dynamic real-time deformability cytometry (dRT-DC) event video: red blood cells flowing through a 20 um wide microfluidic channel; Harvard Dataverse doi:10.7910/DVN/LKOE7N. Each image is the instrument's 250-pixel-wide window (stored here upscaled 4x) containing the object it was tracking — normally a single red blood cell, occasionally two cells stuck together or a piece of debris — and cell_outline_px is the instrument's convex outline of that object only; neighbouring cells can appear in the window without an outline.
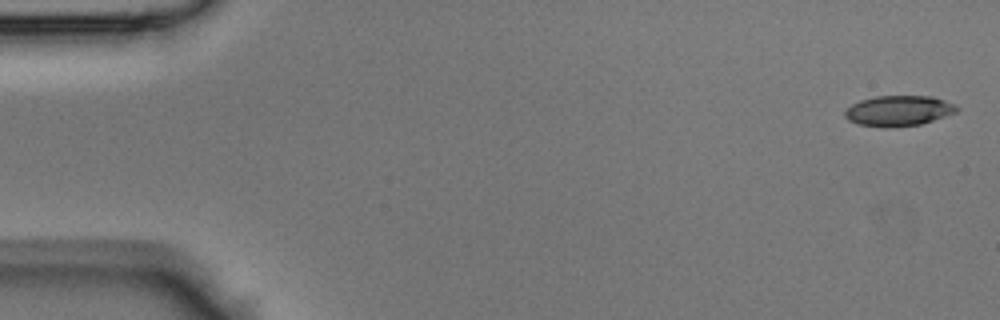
{"species": "Egyptian fruit bat (a non-hibernating species)", "species_latin": "Rousettus aegyptiacus", "temperature_condition": "room temperature", "stored_images_in_passage": 43, "camera_frame_rate_fps": 3000, "um_per_image_px": 0.085, "animal": {"sex": "male"}, "frame": {"image": 1, "passage_image": 1, "time_ms": 0.0, "image_size_px": [1000, 320], "cell_outline_px": [[960, 108], [956, 112], [920, 124], [888, 128], [856, 124], [848, 120], [844, 116], [844, 112], [852, 104], [860, 100], [876, 96], [932, 96], [956, 104]], "centroid_in_image_um": [76.37, 9.41], "position_along_channel_um": 8.6, "area_um2": 19.88}}
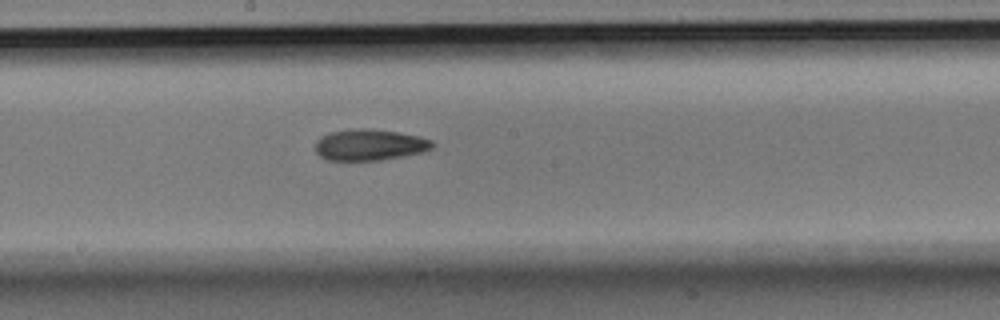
{"frame": {"image": 2, "passage_image": 25, "time_ms": 8.0, "image_size_px": [1000, 320], "cell_outline_px": [[436, 144], [432, 148], [420, 152], [380, 160], [328, 160], [320, 156], [316, 152], [316, 140], [320, 136], [328, 132], [356, 128], [372, 128], [396, 132], [416, 136], [432, 140]], "centroid_in_image_um": [31.37, 12.29], "position_along_channel_um": 216.8, "area_um2": 21.21}}
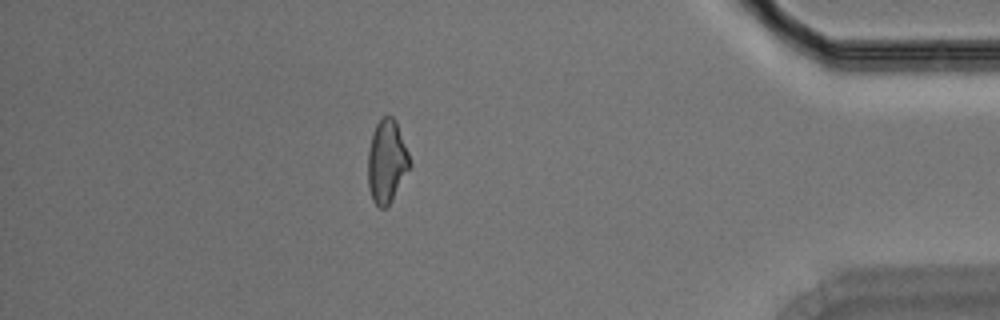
{"frame": {"image": 3, "passage_image": 41, "time_ms": 13.333, "image_size_px": [1000, 320], "cell_outline_px": [[412, 164], [392, 200], [384, 208], [380, 208], [372, 200], [368, 188], [368, 152], [372, 132], [376, 124], [384, 116], [392, 116], [396, 120], [408, 152]], "centroid_in_image_um": [32.87, 13.72], "position_along_channel_um": 402.3, "area_um2": 20.29}}